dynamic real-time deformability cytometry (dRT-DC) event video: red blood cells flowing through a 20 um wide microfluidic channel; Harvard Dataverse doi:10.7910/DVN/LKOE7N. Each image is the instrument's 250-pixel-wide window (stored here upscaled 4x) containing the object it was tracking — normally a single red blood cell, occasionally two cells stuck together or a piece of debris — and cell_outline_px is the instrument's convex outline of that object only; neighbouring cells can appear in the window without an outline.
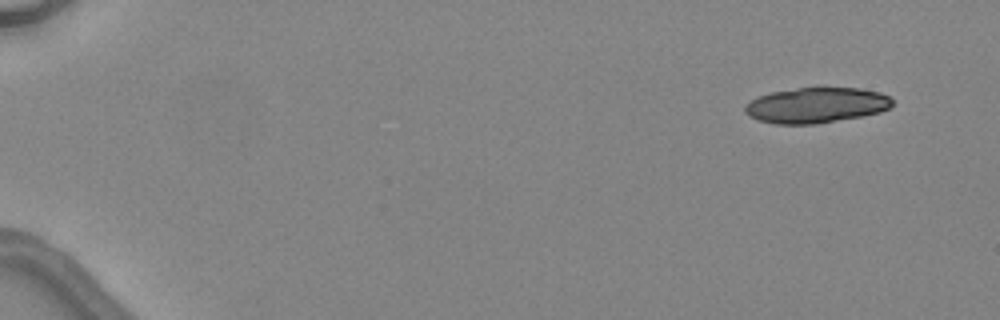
{"species": "common noctule bat (a hibernating species)", "species_latin": "Nyctalus noctula", "temperature_condition": "warm", "stored_images_in_passage": 4, "segment_of_instrument_passage": [2, 2], "camera_frame_rate_fps": 3000, "um_per_image_px": 0.085, "animal": {"sex": "female", "body_mass_g": 24.6, "forearm_length_mm": 56.2}, "frame": {"image": 1, "passage_image": 4, "time_ms": 3.667, "image_size_px": [1000, 320], "cell_outline_px": [[892, 104], [888, 108], [880, 112], [860, 116], [816, 124], [776, 124], [756, 120], [748, 116], [744, 112], [744, 104], [756, 96], [768, 92], [820, 84], [860, 88], [880, 92], [888, 96], [892, 100]], "centroid_in_image_um": [69.32, 8.89], "position_along_channel_um": 15.7, "area_um2": 31.62}}